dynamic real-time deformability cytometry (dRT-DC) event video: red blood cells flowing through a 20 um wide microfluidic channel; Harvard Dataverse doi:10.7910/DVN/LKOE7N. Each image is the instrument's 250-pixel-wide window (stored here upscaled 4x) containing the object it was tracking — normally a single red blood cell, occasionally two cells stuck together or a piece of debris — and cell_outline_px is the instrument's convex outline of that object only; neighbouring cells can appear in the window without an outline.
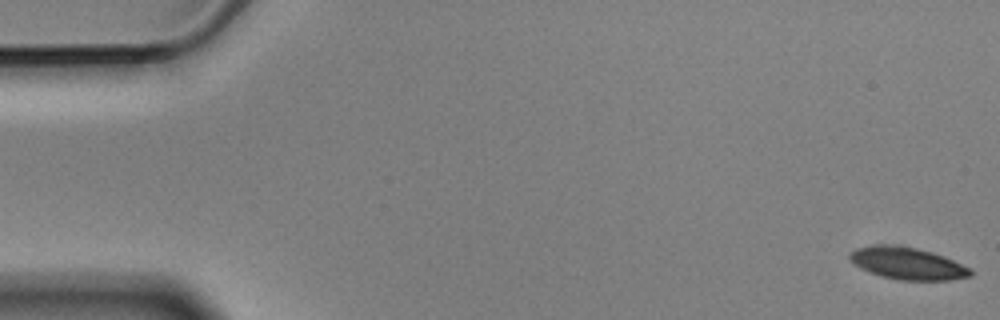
{"species": "Egyptian fruit bat (a non-hibernating species)", "species_latin": "Rousettus aegyptiacus", "temperature_condition": "cold", "stored_images_in_passage": 5, "camera_frame_rate_fps": 3000, "um_per_image_px": 0.085, "animal": {"sex": "male"}, "frame": {"image": 1, "passage_image": 1, "time_ms": 0.0, "image_size_px": [1000, 320], "cell_outline_px": [[972, 276], [948, 280], [900, 280], [880, 276], [868, 272], [852, 264], [848, 260], [848, 252], [856, 248], [872, 244], [888, 244], [916, 248], [932, 252], [944, 256], [972, 268]], "centroid_in_image_um": [77.08, 22.38], "position_along_channel_um": 7.9, "area_um2": 23.0}}
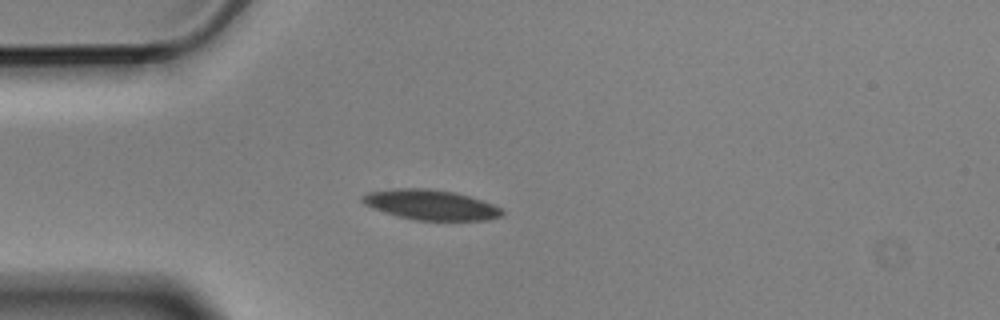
{"frame": {"image": 2, "passage_image": 5, "time_ms": 1.333, "image_size_px": [1000, 320], "cell_outline_px": [[504, 212], [500, 216], [488, 220], [416, 220], [396, 216], [372, 208], [364, 204], [360, 200], [360, 196], [368, 192], [396, 188], [428, 188], [456, 192], [492, 204], [500, 208]], "centroid_in_image_um": [36.56, 17.4], "position_along_channel_um": 48.4, "area_um2": 24.51}}